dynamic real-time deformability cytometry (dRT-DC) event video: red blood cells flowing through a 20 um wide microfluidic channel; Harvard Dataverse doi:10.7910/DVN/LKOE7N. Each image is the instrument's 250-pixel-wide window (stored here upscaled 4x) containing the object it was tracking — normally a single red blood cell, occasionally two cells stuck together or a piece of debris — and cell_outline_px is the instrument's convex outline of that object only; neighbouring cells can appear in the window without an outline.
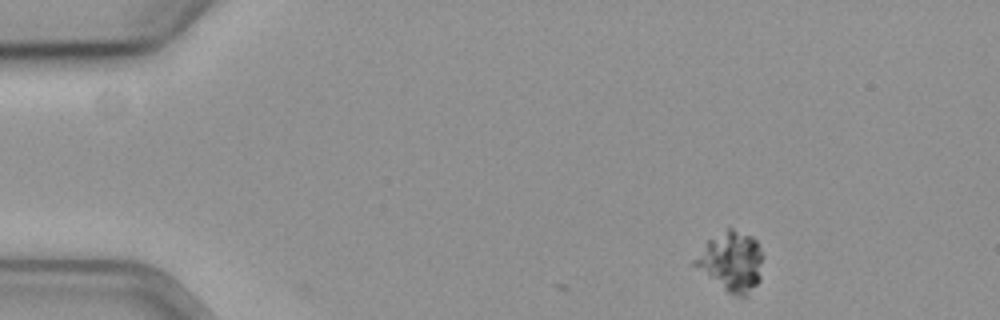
{"species": "common noctule bat (a hibernating species)", "species_latin": "Nyctalus noctula", "temperature_condition": "cold", "stored_images_in_passage": 2, "camera_frame_rate_fps": 3000, "um_per_image_px": 0.085, "animal": {"sex": "female", "body_mass_g": 19.3, "forearm_length_mm": 54.1}, "frame": {"image": 1, "passage_image": 2, "time_ms": 0.333, "image_size_px": [1000, 320], "cell_outline_px": [[764, 256], [760, 280], [748, 296], [736, 296], [728, 292], [692, 264], [692, 260], [708, 240], [728, 228], [732, 228], [752, 236], [756, 240]], "centroid_in_image_um": [62.2, 22.23], "position_along_channel_um": 22.8, "area_um2": 23.64}}